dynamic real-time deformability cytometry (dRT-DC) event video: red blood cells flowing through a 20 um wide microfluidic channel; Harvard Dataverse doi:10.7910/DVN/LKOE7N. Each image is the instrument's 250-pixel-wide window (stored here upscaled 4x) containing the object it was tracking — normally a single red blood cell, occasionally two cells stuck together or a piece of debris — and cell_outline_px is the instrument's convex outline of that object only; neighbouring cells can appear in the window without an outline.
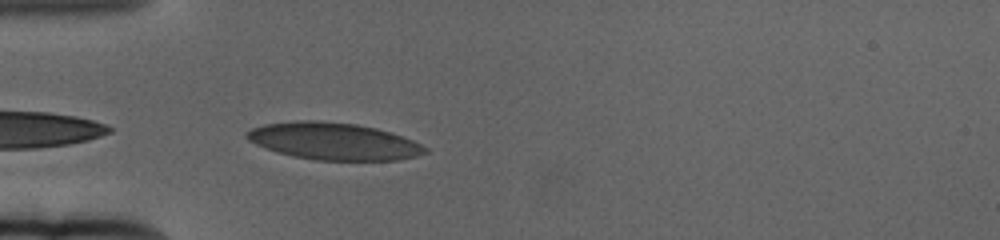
{"species": "human", "species_latin": "Homo sapiens", "temperature_condition": "cold", "stored_images_in_passage": 43, "camera_frame_rate_fps": 3000, "um_per_image_px": 0.085, "donor": {"sex": "female"}, "frame": {"image": 1, "passage_image": 1, "time_ms": 0.0, "image_size_px": [1000, 240], "cell_outline_px": [[428, 152], [416, 156], [396, 160], [316, 160], [276, 152], [264, 148], [248, 140], [244, 136], [244, 132], [252, 128], [264, 124], [296, 120], [316, 120], [356, 124], [376, 128], [392, 132], [412, 140], [428, 148]], "centroid_in_image_um": [28.33, 12.0], "position_along_channel_um": 56.7, "area_um2": 38.61}}
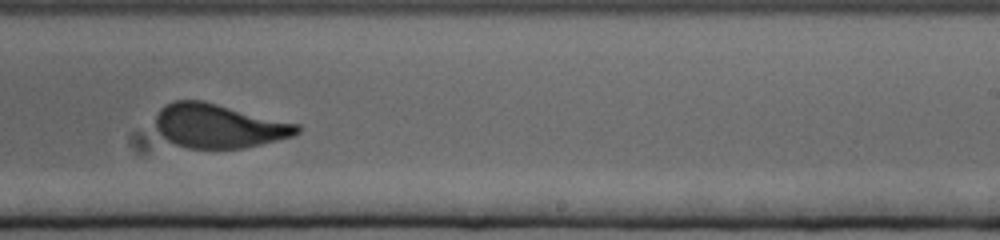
{"frame": {"image": 2, "passage_image": 21, "time_ms": 6.667, "image_size_px": [1000, 240], "cell_outline_px": [[300, 132], [292, 136], [244, 148], [188, 148], [176, 144], [168, 140], [156, 128], [156, 116], [160, 108], [164, 104], [172, 100], [204, 100], [300, 124]], "centroid_in_image_um": [18.59, 10.68], "position_along_channel_um": 270.4, "area_um2": 36.36}}
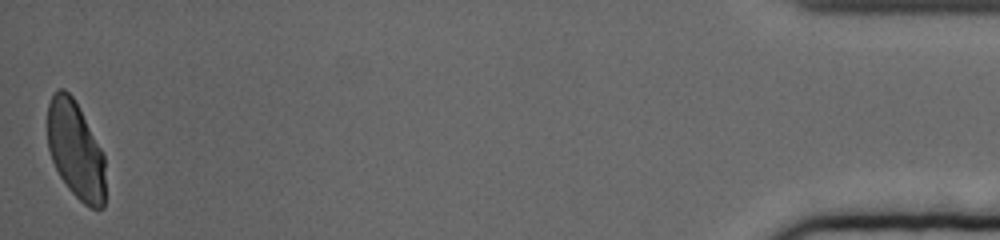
{"frame": {"image": 3, "passage_image": 43, "time_ms": 14.0, "image_size_px": [1000, 240], "cell_outline_px": [[104, 208], [92, 208], [84, 204], [68, 188], [60, 176], [52, 160], [48, 148], [48, 104], [56, 88], [64, 88], [72, 96], [104, 152]], "centroid_in_image_um": [6.42, 12.75], "position_along_channel_um": 428.8, "area_um2": 32.66}, "authors_computed_cell_mechanics": {"area_um2": 37.1654, "velocity_mm_per_s": 3.3253, "shape_relaxation_time_tau1_ms": 5.1703, "shape_relaxation_time_tau2_ms": null, "deformation_change_tau1": 0.1691, "deformation_change_tau2": null}}